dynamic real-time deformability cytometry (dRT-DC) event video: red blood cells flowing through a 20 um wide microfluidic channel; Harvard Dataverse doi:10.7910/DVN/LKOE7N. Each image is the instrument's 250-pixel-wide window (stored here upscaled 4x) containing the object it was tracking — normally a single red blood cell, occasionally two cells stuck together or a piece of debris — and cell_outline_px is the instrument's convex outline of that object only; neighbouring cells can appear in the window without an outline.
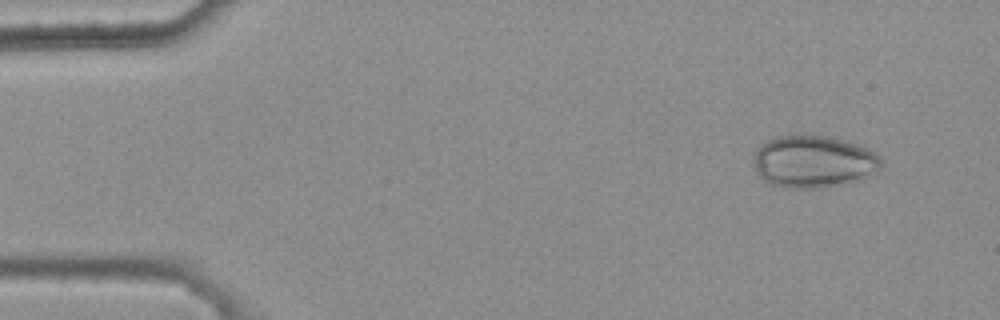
{"species": "common noctule bat (a hibernating species)", "species_latin": "Nyctalus noctula", "temperature_condition": "warm", "stored_images_in_passage": 3, "camera_frame_rate_fps": 3000, "um_per_image_px": 0.085, "animal": {"sex": "female", "body_mass_g": 25.1}, "frame": {"image": 1, "passage_image": 1, "time_ms": 0.0, "image_size_px": [1000, 320], "cell_outline_px": [[880, 168], [872, 176], [848, 184], [816, 188], [784, 188], [768, 184], [756, 172], [756, 152], [768, 140], [776, 136], [832, 136], [868, 148], [876, 152], [880, 156]], "centroid_in_image_um": [69.22, 13.76], "position_along_channel_um": 15.8, "area_um2": 38.84}}